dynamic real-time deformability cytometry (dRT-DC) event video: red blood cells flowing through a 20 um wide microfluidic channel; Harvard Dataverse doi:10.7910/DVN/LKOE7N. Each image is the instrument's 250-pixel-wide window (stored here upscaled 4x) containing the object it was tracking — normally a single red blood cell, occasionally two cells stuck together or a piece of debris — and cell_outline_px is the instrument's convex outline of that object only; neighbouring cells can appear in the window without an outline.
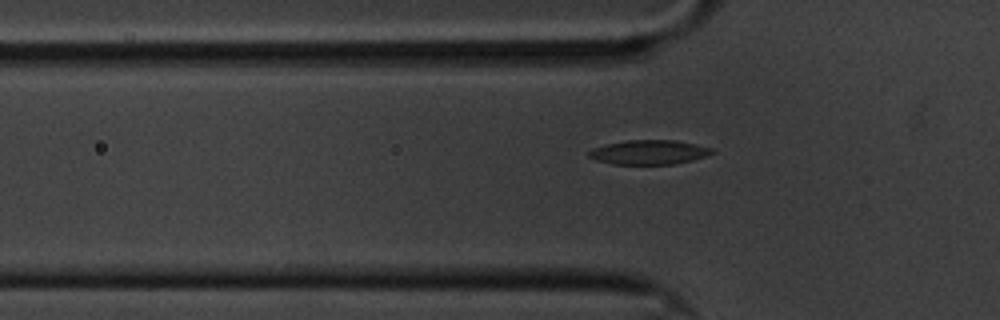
{"species": "common noctule bat (a hibernating species)", "species_latin": "Nyctalus noctula", "temperature_condition": "cold", "stored_images_in_passage": 42, "segment_of_instrument_passage": [1, 2], "camera_frame_rate_fps": 3000, "um_per_image_px": 0.085, "animal": {"sex": "male", "body_mass_g": 20.1, "forearm_length_mm": 53.5}, "frame": {"image": 1, "passage_image": 11, "time_ms": 3.333, "image_size_px": [1000, 320], "cell_outline_px": [[716, 152], [692, 160], [672, 164], [612, 164], [596, 160], [588, 156], [588, 152], [592, 148], [608, 144], [628, 140], [676, 140], [696, 144], [712, 148]], "centroid_in_image_um": [55.17, 12.94], "position_along_channel_um": 70.6, "area_um2": 17.4}}
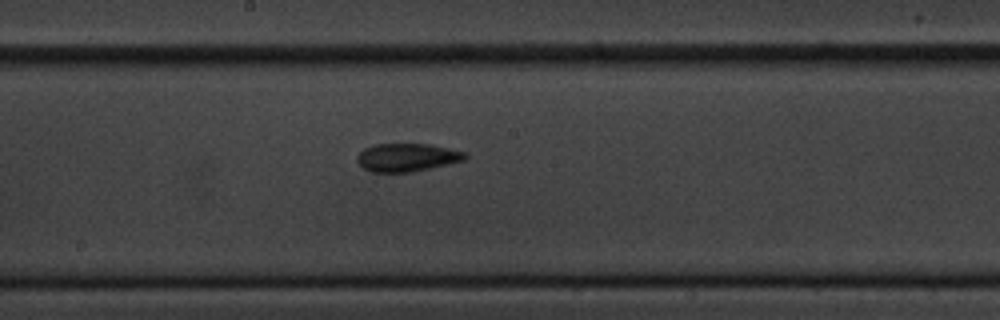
{"frame": {"image": 2, "passage_image": 24, "time_ms": 7.667, "image_size_px": [1000, 320], "cell_outline_px": [[468, 156], [464, 160], [432, 168], [412, 172], [372, 172], [364, 168], [356, 160], [356, 156], [364, 148], [376, 144], [428, 144], [448, 148], [464, 152]], "centroid_in_image_um": [34.58, 13.38], "position_along_channel_um": 213.6, "area_um2": 17.63}}
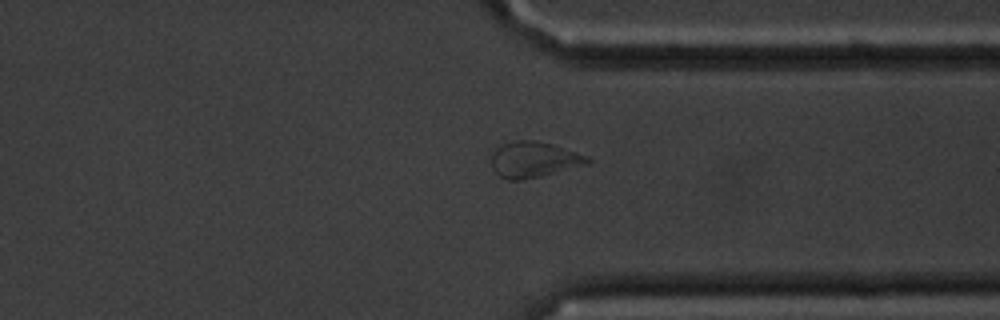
{"frame": {"image": 3, "passage_image": 38, "time_ms": 12.333, "image_size_px": [1000, 320], "cell_outline_px": [[592, 160], [588, 164], [540, 176], [520, 180], [508, 180], [500, 176], [492, 168], [492, 156], [496, 148], [504, 144], [516, 140], [536, 140], [552, 144], [588, 156]], "centroid_in_image_um": [45.38, 13.56], "position_along_channel_um": 366.0, "area_um2": 19.83}}